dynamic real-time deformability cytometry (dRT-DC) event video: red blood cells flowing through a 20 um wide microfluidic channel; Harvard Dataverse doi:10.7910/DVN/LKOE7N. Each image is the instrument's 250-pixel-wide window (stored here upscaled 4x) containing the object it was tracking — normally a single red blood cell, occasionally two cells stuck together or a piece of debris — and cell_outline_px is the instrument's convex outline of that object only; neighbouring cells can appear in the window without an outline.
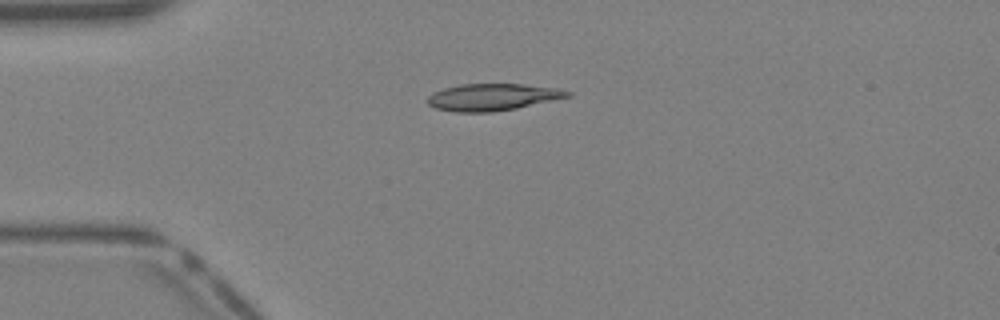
{"species": "Egyptian fruit bat (a non-hibernating species)", "species_latin": "Rousettus aegyptiacus", "temperature_condition": "warm", "stored_images_in_passage": 39, "camera_frame_rate_fps": 3000, "um_per_image_px": 0.085, "animal": {"sex": "female"}, "frame": {"image": 1, "passage_image": 10, "time_ms": 3.0, "image_size_px": [1000, 320], "cell_outline_px": [[572, 96], [516, 108], [492, 112], [456, 112], [436, 108], [428, 104], [428, 96], [432, 92], [444, 88], [460, 84], [524, 84], [556, 88], [572, 92]], "centroid_in_image_um": [41.86, 8.25], "position_along_channel_um": 43.1, "area_um2": 21.91}}
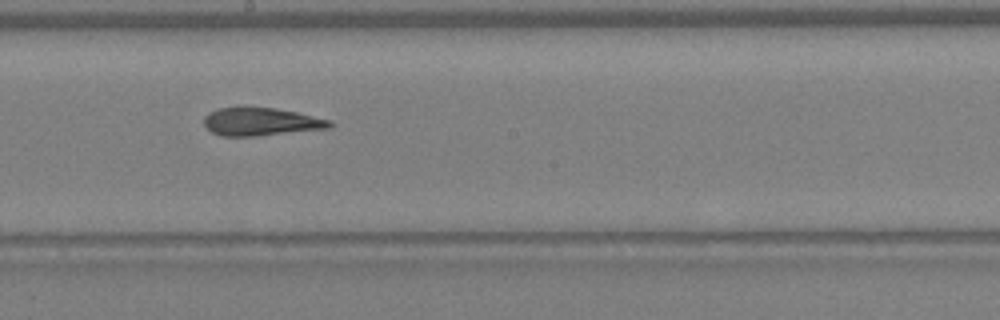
{"frame": {"image": 2, "passage_image": 22, "time_ms": 7.0, "image_size_px": [1000, 320], "cell_outline_px": [[336, 124], [332, 128], [256, 136], [224, 136], [212, 132], [204, 124], [204, 116], [208, 112], [220, 108], [276, 108], [296, 112], [332, 120]], "centroid_in_image_um": [22.25, 10.36], "position_along_channel_um": 226.0, "area_um2": 20.46}}
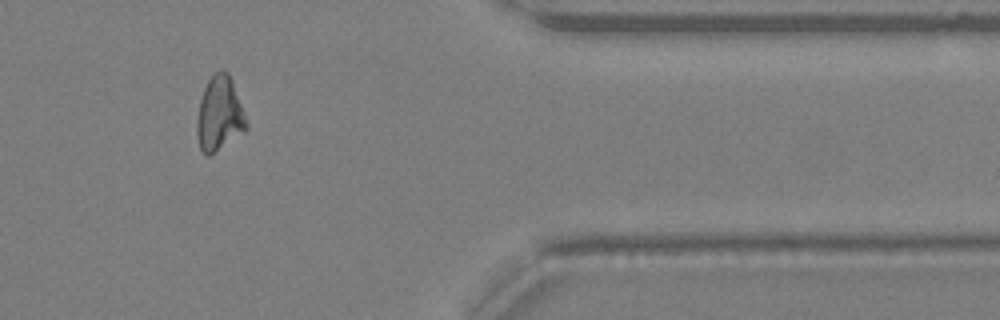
{"frame": {"image": 3, "passage_image": 33, "time_ms": 10.667, "image_size_px": [1000, 320], "cell_outline_px": [[248, 128], [244, 132], [208, 156], [200, 148], [196, 136], [196, 124], [200, 100], [204, 88], [208, 80], [216, 72], [228, 72], [232, 80], [244, 112], [248, 124]], "centroid_in_image_um": [18.65, 9.7], "position_along_channel_um": 392.8, "area_um2": 21.15}}